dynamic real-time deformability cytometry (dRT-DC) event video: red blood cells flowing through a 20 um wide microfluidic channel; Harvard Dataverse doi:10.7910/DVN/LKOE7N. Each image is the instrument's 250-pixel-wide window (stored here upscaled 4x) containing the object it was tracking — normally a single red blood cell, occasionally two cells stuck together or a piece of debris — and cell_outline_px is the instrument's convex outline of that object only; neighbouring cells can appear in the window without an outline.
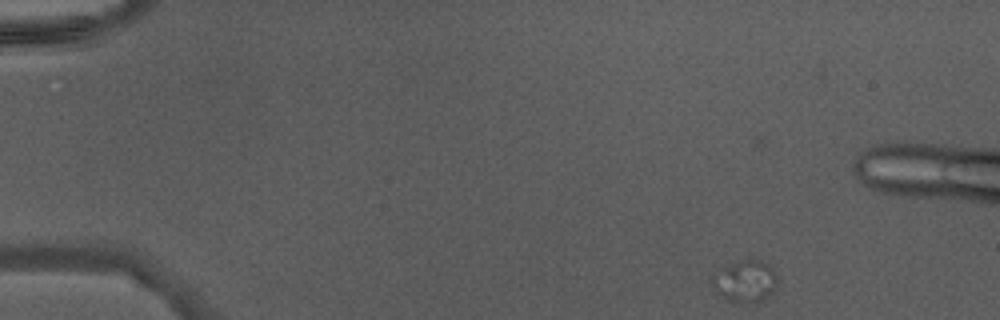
{"species": "Egyptian fruit bat (a non-hibernating species)", "species_latin": "Rousettus aegyptiacus", "temperature_condition": "warm", "stored_images_in_passage": 11, "camera_frame_rate_fps": 3000, "um_per_image_px": 0.085, "animal": {"sex": "male"}, "frame": {"image": 1, "passage_image": 1, "time_ms": 0.0, "image_size_px": [1000, 320], "cell_outline_px": [[776, 284], [772, 292], [764, 300], [756, 304], [744, 304], [728, 300], [712, 284], [712, 272], [720, 268], [752, 256], [768, 264], [776, 272]], "centroid_in_image_um": [63.37, 23.88], "position_along_channel_um": 21.6, "area_um2": 16.18}}